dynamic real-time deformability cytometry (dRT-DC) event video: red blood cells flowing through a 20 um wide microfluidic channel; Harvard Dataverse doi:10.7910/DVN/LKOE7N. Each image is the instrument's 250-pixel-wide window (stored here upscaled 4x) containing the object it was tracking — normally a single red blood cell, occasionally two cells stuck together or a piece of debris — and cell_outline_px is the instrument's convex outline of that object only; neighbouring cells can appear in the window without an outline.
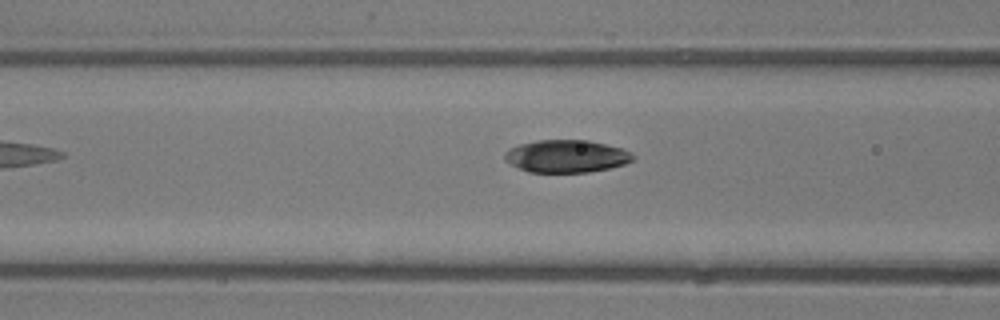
{"species": "common noctule bat (a hibernating species)", "species_latin": "Nyctalus noctula", "temperature_condition": "room temperature", "stored_images_in_passage": 3, "camera_frame_rate_fps": 3000, "um_per_image_px": 0.085, "animal": {"sex": "male", "body_mass_g": 13.3}, "frame": {"image": 1, "passage_image": 3, "time_ms": 2.333, "image_size_px": [1000, 320], "cell_outline_px": [[636, 156], [632, 160], [624, 164], [608, 168], [588, 172], [528, 172], [504, 160], [504, 152], [508, 148], [520, 144], [536, 140], [588, 140], [620, 148], [632, 152]], "centroid_in_image_um": [48.12, 13.27], "position_along_channel_um": 118.5, "area_um2": 24.28}}